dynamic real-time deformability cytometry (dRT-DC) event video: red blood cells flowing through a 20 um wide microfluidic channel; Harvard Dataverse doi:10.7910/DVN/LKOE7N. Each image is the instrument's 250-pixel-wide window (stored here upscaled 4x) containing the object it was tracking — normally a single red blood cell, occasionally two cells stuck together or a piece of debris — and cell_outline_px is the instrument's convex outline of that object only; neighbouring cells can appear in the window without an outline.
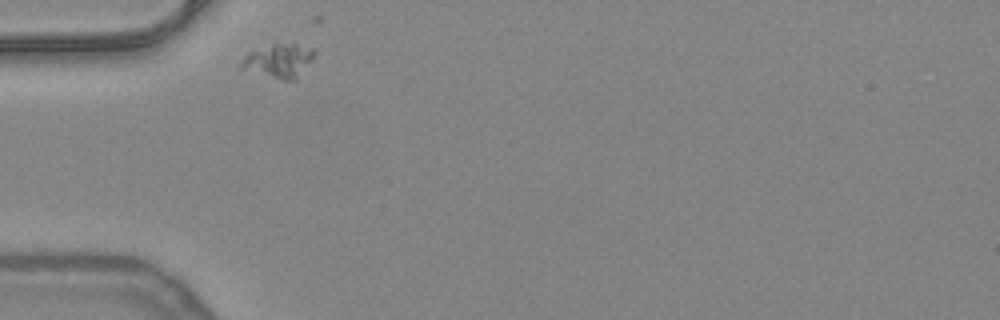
{"species": "common noctule bat (a hibernating species)", "species_latin": "Nyctalus noctula", "temperature_condition": "warm", "stored_images_in_passage": 4, "camera_frame_rate_fps": 3000, "um_per_image_px": 0.085, "animal": {"sex": "female", "body_mass_g": 24.6, "forearm_length_mm": 56.2}, "frame": {"image": 1, "passage_image": 1, "time_ms": 0.0, "image_size_px": [1000, 320], "cell_outline_px": [[312, 60], [296, 80], [284, 80], [240, 68], [240, 64], [244, 56], [248, 52], [272, 44], [296, 44], [312, 48]], "centroid_in_image_um": [23.68, 5.17], "position_along_channel_um": 61.3, "area_um2": 13.99}}